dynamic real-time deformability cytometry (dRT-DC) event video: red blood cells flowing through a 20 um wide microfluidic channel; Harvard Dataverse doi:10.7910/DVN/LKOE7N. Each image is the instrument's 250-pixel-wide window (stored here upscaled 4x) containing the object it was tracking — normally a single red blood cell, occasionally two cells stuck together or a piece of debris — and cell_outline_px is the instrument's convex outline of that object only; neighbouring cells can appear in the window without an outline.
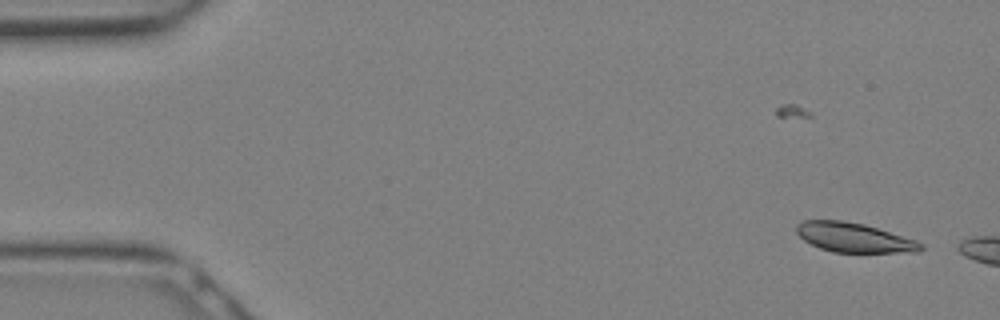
{"species": "Egyptian fruit bat (a non-hibernating species)", "species_latin": "Rousettus aegyptiacus", "temperature_condition": "warm", "stored_images_in_passage": 5, "camera_frame_rate_fps": 3000, "um_per_image_px": 0.085, "animal": {"sex": "female"}, "frame": {"image": 1, "passage_image": 1, "time_ms": 0.0, "image_size_px": [1000, 320], "cell_outline_px": [[924, 248], [920, 252], [832, 252], [820, 248], [804, 240], [796, 232], [796, 224], [804, 220], [840, 220], [864, 224], [916, 240], [924, 244]], "centroid_in_image_um": [72.6, 20.19], "position_along_channel_um": 12.4, "area_um2": 21.27}}